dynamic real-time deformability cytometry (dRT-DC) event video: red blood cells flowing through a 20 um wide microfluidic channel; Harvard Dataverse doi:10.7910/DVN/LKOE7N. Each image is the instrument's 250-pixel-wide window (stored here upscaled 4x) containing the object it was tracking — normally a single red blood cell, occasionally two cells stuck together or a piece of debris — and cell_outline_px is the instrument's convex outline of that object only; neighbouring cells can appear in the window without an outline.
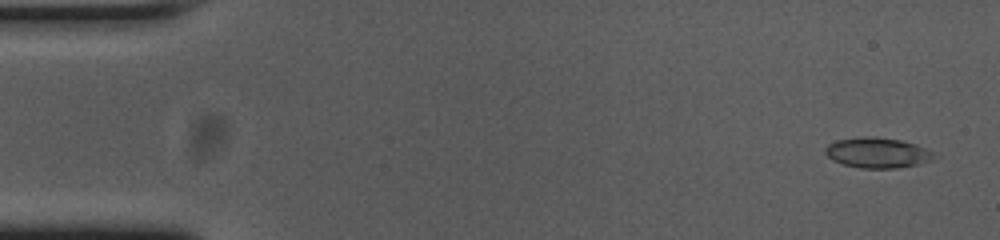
{"species": "common noctule bat (a hibernating species)", "species_latin": "Nyctalus noctula", "temperature_condition": "cold", "stored_images_in_passage": 10, "segment_of_instrument_passage": [1, 2], "camera_frame_rate_fps": 3000, "um_per_image_px": 0.085, "animal": {"sex": "female", "body_mass_g": 23.0, "forearm_length_mm": 53.4}, "frame": {"image": 1, "passage_image": 2, "time_ms": 0.333, "image_size_px": [1000, 240], "cell_outline_px": [[940, 156], [932, 160], [916, 164], [896, 168], [860, 168], [844, 164], [832, 160], [824, 152], [824, 148], [828, 144], [836, 140], [872, 136], [900, 140], [916, 144]], "centroid_in_image_um": [74.58, 12.98], "position_along_channel_um": 10.4, "area_um2": 19.13}}